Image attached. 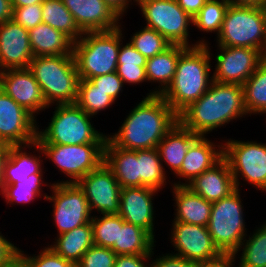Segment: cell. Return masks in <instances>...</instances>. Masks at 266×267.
<instances>
[{
  "label": "cell",
  "instance_id": "obj_11",
  "mask_svg": "<svg viewBox=\"0 0 266 267\" xmlns=\"http://www.w3.org/2000/svg\"><path fill=\"white\" fill-rule=\"evenodd\" d=\"M44 152V159L53 162L59 172L68 180L56 183H77L92 170L104 162L105 143H87L80 145L39 144ZM61 170V171H60ZM70 179V180H69Z\"/></svg>",
  "mask_w": 266,
  "mask_h": 267
},
{
  "label": "cell",
  "instance_id": "obj_14",
  "mask_svg": "<svg viewBox=\"0 0 266 267\" xmlns=\"http://www.w3.org/2000/svg\"><path fill=\"white\" fill-rule=\"evenodd\" d=\"M77 184L83 190L92 214L96 211L101 215L119 214L121 186L105 162Z\"/></svg>",
  "mask_w": 266,
  "mask_h": 267
},
{
  "label": "cell",
  "instance_id": "obj_42",
  "mask_svg": "<svg viewBox=\"0 0 266 267\" xmlns=\"http://www.w3.org/2000/svg\"><path fill=\"white\" fill-rule=\"evenodd\" d=\"M116 256L111 248L93 245L84 253L76 267H114Z\"/></svg>",
  "mask_w": 266,
  "mask_h": 267
},
{
  "label": "cell",
  "instance_id": "obj_15",
  "mask_svg": "<svg viewBox=\"0 0 266 267\" xmlns=\"http://www.w3.org/2000/svg\"><path fill=\"white\" fill-rule=\"evenodd\" d=\"M213 81L243 85L262 63L260 50L245 47L217 46Z\"/></svg>",
  "mask_w": 266,
  "mask_h": 267
},
{
  "label": "cell",
  "instance_id": "obj_38",
  "mask_svg": "<svg viewBox=\"0 0 266 267\" xmlns=\"http://www.w3.org/2000/svg\"><path fill=\"white\" fill-rule=\"evenodd\" d=\"M124 222L119 214H93L91 225L94 245L111 248L118 243L119 227Z\"/></svg>",
  "mask_w": 266,
  "mask_h": 267
},
{
  "label": "cell",
  "instance_id": "obj_27",
  "mask_svg": "<svg viewBox=\"0 0 266 267\" xmlns=\"http://www.w3.org/2000/svg\"><path fill=\"white\" fill-rule=\"evenodd\" d=\"M198 137L197 134L184 128L177 122L158 143L157 150L163 165L175 175L182 165L190 144ZM165 162V164H164Z\"/></svg>",
  "mask_w": 266,
  "mask_h": 267
},
{
  "label": "cell",
  "instance_id": "obj_48",
  "mask_svg": "<svg viewBox=\"0 0 266 267\" xmlns=\"http://www.w3.org/2000/svg\"><path fill=\"white\" fill-rule=\"evenodd\" d=\"M179 6L192 18L199 13L200 9L208 0H176Z\"/></svg>",
  "mask_w": 266,
  "mask_h": 267
},
{
  "label": "cell",
  "instance_id": "obj_35",
  "mask_svg": "<svg viewBox=\"0 0 266 267\" xmlns=\"http://www.w3.org/2000/svg\"><path fill=\"white\" fill-rule=\"evenodd\" d=\"M167 172L164 171L157 148L139 150L140 187L162 191L168 184Z\"/></svg>",
  "mask_w": 266,
  "mask_h": 267
},
{
  "label": "cell",
  "instance_id": "obj_39",
  "mask_svg": "<svg viewBox=\"0 0 266 267\" xmlns=\"http://www.w3.org/2000/svg\"><path fill=\"white\" fill-rule=\"evenodd\" d=\"M229 3L226 0H208L193 19V26L201 32L218 36Z\"/></svg>",
  "mask_w": 266,
  "mask_h": 267
},
{
  "label": "cell",
  "instance_id": "obj_52",
  "mask_svg": "<svg viewBox=\"0 0 266 267\" xmlns=\"http://www.w3.org/2000/svg\"><path fill=\"white\" fill-rule=\"evenodd\" d=\"M11 145L0 142V192L3 186L4 165L8 158Z\"/></svg>",
  "mask_w": 266,
  "mask_h": 267
},
{
  "label": "cell",
  "instance_id": "obj_23",
  "mask_svg": "<svg viewBox=\"0 0 266 267\" xmlns=\"http://www.w3.org/2000/svg\"><path fill=\"white\" fill-rule=\"evenodd\" d=\"M186 186L210 202L227 197L237 189L229 163L224 157Z\"/></svg>",
  "mask_w": 266,
  "mask_h": 267
},
{
  "label": "cell",
  "instance_id": "obj_8",
  "mask_svg": "<svg viewBox=\"0 0 266 267\" xmlns=\"http://www.w3.org/2000/svg\"><path fill=\"white\" fill-rule=\"evenodd\" d=\"M240 189L212 202L208 230L215 246L223 255H235L247 237L244 205Z\"/></svg>",
  "mask_w": 266,
  "mask_h": 267
},
{
  "label": "cell",
  "instance_id": "obj_56",
  "mask_svg": "<svg viewBox=\"0 0 266 267\" xmlns=\"http://www.w3.org/2000/svg\"><path fill=\"white\" fill-rule=\"evenodd\" d=\"M260 55H261L262 62H266V34H265V38L263 41V45L260 49Z\"/></svg>",
  "mask_w": 266,
  "mask_h": 267
},
{
  "label": "cell",
  "instance_id": "obj_6",
  "mask_svg": "<svg viewBox=\"0 0 266 267\" xmlns=\"http://www.w3.org/2000/svg\"><path fill=\"white\" fill-rule=\"evenodd\" d=\"M53 116L45 129L38 125L39 144L80 145L105 143L107 135L96 130L91 115L86 114L76 104H55Z\"/></svg>",
  "mask_w": 266,
  "mask_h": 267
},
{
  "label": "cell",
  "instance_id": "obj_10",
  "mask_svg": "<svg viewBox=\"0 0 266 267\" xmlns=\"http://www.w3.org/2000/svg\"><path fill=\"white\" fill-rule=\"evenodd\" d=\"M223 142V157L229 163L236 188L241 189L240 180L243 179L266 193V143L233 138Z\"/></svg>",
  "mask_w": 266,
  "mask_h": 267
},
{
  "label": "cell",
  "instance_id": "obj_49",
  "mask_svg": "<svg viewBox=\"0 0 266 267\" xmlns=\"http://www.w3.org/2000/svg\"><path fill=\"white\" fill-rule=\"evenodd\" d=\"M121 19L125 16L130 8V4L137 5V0H103ZM126 13V14H125Z\"/></svg>",
  "mask_w": 266,
  "mask_h": 267
},
{
  "label": "cell",
  "instance_id": "obj_55",
  "mask_svg": "<svg viewBox=\"0 0 266 267\" xmlns=\"http://www.w3.org/2000/svg\"><path fill=\"white\" fill-rule=\"evenodd\" d=\"M3 267H28V266L26 261L20 255H17L9 264Z\"/></svg>",
  "mask_w": 266,
  "mask_h": 267
},
{
  "label": "cell",
  "instance_id": "obj_51",
  "mask_svg": "<svg viewBox=\"0 0 266 267\" xmlns=\"http://www.w3.org/2000/svg\"><path fill=\"white\" fill-rule=\"evenodd\" d=\"M13 19L11 0H0V24Z\"/></svg>",
  "mask_w": 266,
  "mask_h": 267
},
{
  "label": "cell",
  "instance_id": "obj_22",
  "mask_svg": "<svg viewBox=\"0 0 266 267\" xmlns=\"http://www.w3.org/2000/svg\"><path fill=\"white\" fill-rule=\"evenodd\" d=\"M84 32L109 31L120 27L121 18L103 0H62Z\"/></svg>",
  "mask_w": 266,
  "mask_h": 267
},
{
  "label": "cell",
  "instance_id": "obj_32",
  "mask_svg": "<svg viewBox=\"0 0 266 267\" xmlns=\"http://www.w3.org/2000/svg\"><path fill=\"white\" fill-rule=\"evenodd\" d=\"M42 23L67 35L73 42L79 40L83 32L62 0H43Z\"/></svg>",
  "mask_w": 266,
  "mask_h": 267
},
{
  "label": "cell",
  "instance_id": "obj_34",
  "mask_svg": "<svg viewBox=\"0 0 266 267\" xmlns=\"http://www.w3.org/2000/svg\"><path fill=\"white\" fill-rule=\"evenodd\" d=\"M263 223L244 238L235 253V257L240 256L238 267H266V221Z\"/></svg>",
  "mask_w": 266,
  "mask_h": 267
},
{
  "label": "cell",
  "instance_id": "obj_13",
  "mask_svg": "<svg viewBox=\"0 0 266 267\" xmlns=\"http://www.w3.org/2000/svg\"><path fill=\"white\" fill-rule=\"evenodd\" d=\"M170 243L176 256L196 262H209L223 254L215 246L208 227L172 221Z\"/></svg>",
  "mask_w": 266,
  "mask_h": 267
},
{
  "label": "cell",
  "instance_id": "obj_21",
  "mask_svg": "<svg viewBox=\"0 0 266 267\" xmlns=\"http://www.w3.org/2000/svg\"><path fill=\"white\" fill-rule=\"evenodd\" d=\"M206 137L198 136L190 144L180 170L175 174L179 181L174 183L171 181L169 184L186 186L195 177L212 168L223 158V142L214 143ZM180 180L185 181V183Z\"/></svg>",
  "mask_w": 266,
  "mask_h": 267
},
{
  "label": "cell",
  "instance_id": "obj_29",
  "mask_svg": "<svg viewBox=\"0 0 266 267\" xmlns=\"http://www.w3.org/2000/svg\"><path fill=\"white\" fill-rule=\"evenodd\" d=\"M53 244H47L55 253L75 265L84 253L94 245L91 221L73 230L57 235Z\"/></svg>",
  "mask_w": 266,
  "mask_h": 267
},
{
  "label": "cell",
  "instance_id": "obj_37",
  "mask_svg": "<svg viewBox=\"0 0 266 267\" xmlns=\"http://www.w3.org/2000/svg\"><path fill=\"white\" fill-rule=\"evenodd\" d=\"M49 185V186H48ZM43 186L51 187V182H44V180H25L19 181L11 185H3L2 190L0 192V196L2 195L5 198V202L7 205L11 204H29L34 201L36 198L46 199L48 197L47 193L43 192Z\"/></svg>",
  "mask_w": 266,
  "mask_h": 267
},
{
  "label": "cell",
  "instance_id": "obj_24",
  "mask_svg": "<svg viewBox=\"0 0 266 267\" xmlns=\"http://www.w3.org/2000/svg\"><path fill=\"white\" fill-rule=\"evenodd\" d=\"M174 220L207 227L210 220L212 202L194 193L185 185H171Z\"/></svg>",
  "mask_w": 266,
  "mask_h": 267
},
{
  "label": "cell",
  "instance_id": "obj_20",
  "mask_svg": "<svg viewBox=\"0 0 266 267\" xmlns=\"http://www.w3.org/2000/svg\"><path fill=\"white\" fill-rule=\"evenodd\" d=\"M25 148L30 150L34 149V155ZM35 152H37L38 155L35 154ZM43 155L44 152L37 141L27 145L11 146L4 165L3 185H11L25 180L45 179L43 178V174L45 173L43 171Z\"/></svg>",
  "mask_w": 266,
  "mask_h": 267
},
{
  "label": "cell",
  "instance_id": "obj_36",
  "mask_svg": "<svg viewBox=\"0 0 266 267\" xmlns=\"http://www.w3.org/2000/svg\"><path fill=\"white\" fill-rule=\"evenodd\" d=\"M75 104L86 114L96 116L100 111L111 108L115 101L104 91L98 89L88 79H80Z\"/></svg>",
  "mask_w": 266,
  "mask_h": 267
},
{
  "label": "cell",
  "instance_id": "obj_30",
  "mask_svg": "<svg viewBox=\"0 0 266 267\" xmlns=\"http://www.w3.org/2000/svg\"><path fill=\"white\" fill-rule=\"evenodd\" d=\"M155 238L142 227L124 222L119 227L118 243L111 249L116 255L151 254L156 246Z\"/></svg>",
  "mask_w": 266,
  "mask_h": 267
},
{
  "label": "cell",
  "instance_id": "obj_28",
  "mask_svg": "<svg viewBox=\"0 0 266 267\" xmlns=\"http://www.w3.org/2000/svg\"><path fill=\"white\" fill-rule=\"evenodd\" d=\"M33 56H58L73 54L74 42L64 33L48 24H38L28 30Z\"/></svg>",
  "mask_w": 266,
  "mask_h": 267
},
{
  "label": "cell",
  "instance_id": "obj_18",
  "mask_svg": "<svg viewBox=\"0 0 266 267\" xmlns=\"http://www.w3.org/2000/svg\"><path fill=\"white\" fill-rule=\"evenodd\" d=\"M158 192L150 187H124L121 188L119 202V215L122 219L142 227L154 238L156 213L153 200Z\"/></svg>",
  "mask_w": 266,
  "mask_h": 267
},
{
  "label": "cell",
  "instance_id": "obj_46",
  "mask_svg": "<svg viewBox=\"0 0 266 267\" xmlns=\"http://www.w3.org/2000/svg\"><path fill=\"white\" fill-rule=\"evenodd\" d=\"M154 249L151 254L138 255H117L114 267H151V257L154 256ZM148 264V265H147Z\"/></svg>",
  "mask_w": 266,
  "mask_h": 267
},
{
  "label": "cell",
  "instance_id": "obj_5",
  "mask_svg": "<svg viewBox=\"0 0 266 267\" xmlns=\"http://www.w3.org/2000/svg\"><path fill=\"white\" fill-rule=\"evenodd\" d=\"M120 27L109 31L84 32L73 44V55L80 79H91L116 72L118 53L125 35Z\"/></svg>",
  "mask_w": 266,
  "mask_h": 267
},
{
  "label": "cell",
  "instance_id": "obj_16",
  "mask_svg": "<svg viewBox=\"0 0 266 267\" xmlns=\"http://www.w3.org/2000/svg\"><path fill=\"white\" fill-rule=\"evenodd\" d=\"M36 120L0 88V142L11 146L35 142L38 129Z\"/></svg>",
  "mask_w": 266,
  "mask_h": 267
},
{
  "label": "cell",
  "instance_id": "obj_25",
  "mask_svg": "<svg viewBox=\"0 0 266 267\" xmlns=\"http://www.w3.org/2000/svg\"><path fill=\"white\" fill-rule=\"evenodd\" d=\"M104 162L112 170L121 188L140 187L139 150L117 147L107 138Z\"/></svg>",
  "mask_w": 266,
  "mask_h": 267
},
{
  "label": "cell",
  "instance_id": "obj_19",
  "mask_svg": "<svg viewBox=\"0 0 266 267\" xmlns=\"http://www.w3.org/2000/svg\"><path fill=\"white\" fill-rule=\"evenodd\" d=\"M33 58L27 29L8 20L0 24V72L28 68Z\"/></svg>",
  "mask_w": 266,
  "mask_h": 267
},
{
  "label": "cell",
  "instance_id": "obj_40",
  "mask_svg": "<svg viewBox=\"0 0 266 267\" xmlns=\"http://www.w3.org/2000/svg\"><path fill=\"white\" fill-rule=\"evenodd\" d=\"M128 41L146 59L162 53L171 46L170 42L156 30L142 26Z\"/></svg>",
  "mask_w": 266,
  "mask_h": 267
},
{
  "label": "cell",
  "instance_id": "obj_41",
  "mask_svg": "<svg viewBox=\"0 0 266 267\" xmlns=\"http://www.w3.org/2000/svg\"><path fill=\"white\" fill-rule=\"evenodd\" d=\"M24 253L23 250H19V255L26 261L28 267H76L73 262L64 259L47 245L38 255Z\"/></svg>",
  "mask_w": 266,
  "mask_h": 267
},
{
  "label": "cell",
  "instance_id": "obj_9",
  "mask_svg": "<svg viewBox=\"0 0 266 267\" xmlns=\"http://www.w3.org/2000/svg\"><path fill=\"white\" fill-rule=\"evenodd\" d=\"M137 6L146 21L144 25L156 30L171 45L195 47L209 43L204 39L206 36L194 43L189 40V30L193 26V19L179 6L176 0H137Z\"/></svg>",
  "mask_w": 266,
  "mask_h": 267
},
{
  "label": "cell",
  "instance_id": "obj_12",
  "mask_svg": "<svg viewBox=\"0 0 266 267\" xmlns=\"http://www.w3.org/2000/svg\"><path fill=\"white\" fill-rule=\"evenodd\" d=\"M52 191L45 199L52 204V216L57 235L69 232L92 220L88 201L77 183H52Z\"/></svg>",
  "mask_w": 266,
  "mask_h": 267
},
{
  "label": "cell",
  "instance_id": "obj_44",
  "mask_svg": "<svg viewBox=\"0 0 266 267\" xmlns=\"http://www.w3.org/2000/svg\"><path fill=\"white\" fill-rule=\"evenodd\" d=\"M89 81L107 93L114 101H117L124 89V82L116 72L93 77Z\"/></svg>",
  "mask_w": 266,
  "mask_h": 267
},
{
  "label": "cell",
  "instance_id": "obj_53",
  "mask_svg": "<svg viewBox=\"0 0 266 267\" xmlns=\"http://www.w3.org/2000/svg\"><path fill=\"white\" fill-rule=\"evenodd\" d=\"M230 5H266V0H226Z\"/></svg>",
  "mask_w": 266,
  "mask_h": 267
},
{
  "label": "cell",
  "instance_id": "obj_26",
  "mask_svg": "<svg viewBox=\"0 0 266 267\" xmlns=\"http://www.w3.org/2000/svg\"><path fill=\"white\" fill-rule=\"evenodd\" d=\"M187 47L171 45L162 53H159L146 61L147 82L158 84L154 90H150L146 96L162 95L174 79L180 54Z\"/></svg>",
  "mask_w": 266,
  "mask_h": 267
},
{
  "label": "cell",
  "instance_id": "obj_43",
  "mask_svg": "<svg viewBox=\"0 0 266 267\" xmlns=\"http://www.w3.org/2000/svg\"><path fill=\"white\" fill-rule=\"evenodd\" d=\"M29 30L42 23V4L13 8V19Z\"/></svg>",
  "mask_w": 266,
  "mask_h": 267
},
{
  "label": "cell",
  "instance_id": "obj_54",
  "mask_svg": "<svg viewBox=\"0 0 266 267\" xmlns=\"http://www.w3.org/2000/svg\"><path fill=\"white\" fill-rule=\"evenodd\" d=\"M43 0H11L12 7H24L28 5H34V4H42Z\"/></svg>",
  "mask_w": 266,
  "mask_h": 267
},
{
  "label": "cell",
  "instance_id": "obj_1",
  "mask_svg": "<svg viewBox=\"0 0 266 267\" xmlns=\"http://www.w3.org/2000/svg\"><path fill=\"white\" fill-rule=\"evenodd\" d=\"M126 116L117 133L107 138L117 147L134 151L157 148L178 122V115L161 95L143 96Z\"/></svg>",
  "mask_w": 266,
  "mask_h": 267
},
{
  "label": "cell",
  "instance_id": "obj_3",
  "mask_svg": "<svg viewBox=\"0 0 266 267\" xmlns=\"http://www.w3.org/2000/svg\"><path fill=\"white\" fill-rule=\"evenodd\" d=\"M209 45L187 47L180 54L174 79L161 95L177 115L198 100L213 82Z\"/></svg>",
  "mask_w": 266,
  "mask_h": 267
},
{
  "label": "cell",
  "instance_id": "obj_31",
  "mask_svg": "<svg viewBox=\"0 0 266 267\" xmlns=\"http://www.w3.org/2000/svg\"><path fill=\"white\" fill-rule=\"evenodd\" d=\"M147 59L141 55L129 42L121 43L118 53L116 73L124 82V85H141L147 83L146 76Z\"/></svg>",
  "mask_w": 266,
  "mask_h": 267
},
{
  "label": "cell",
  "instance_id": "obj_47",
  "mask_svg": "<svg viewBox=\"0 0 266 267\" xmlns=\"http://www.w3.org/2000/svg\"><path fill=\"white\" fill-rule=\"evenodd\" d=\"M20 248L10 242L0 231V267L9 264L17 255Z\"/></svg>",
  "mask_w": 266,
  "mask_h": 267
},
{
  "label": "cell",
  "instance_id": "obj_45",
  "mask_svg": "<svg viewBox=\"0 0 266 267\" xmlns=\"http://www.w3.org/2000/svg\"><path fill=\"white\" fill-rule=\"evenodd\" d=\"M199 262L184 259L174 254L165 253L151 260V267H198Z\"/></svg>",
  "mask_w": 266,
  "mask_h": 267
},
{
  "label": "cell",
  "instance_id": "obj_17",
  "mask_svg": "<svg viewBox=\"0 0 266 267\" xmlns=\"http://www.w3.org/2000/svg\"><path fill=\"white\" fill-rule=\"evenodd\" d=\"M0 88L35 118L40 111L49 109L40 85L28 68L2 70Z\"/></svg>",
  "mask_w": 266,
  "mask_h": 267
},
{
  "label": "cell",
  "instance_id": "obj_50",
  "mask_svg": "<svg viewBox=\"0 0 266 267\" xmlns=\"http://www.w3.org/2000/svg\"><path fill=\"white\" fill-rule=\"evenodd\" d=\"M236 258L237 257L234 255H222L220 258L213 261L200 262L198 267H234Z\"/></svg>",
  "mask_w": 266,
  "mask_h": 267
},
{
  "label": "cell",
  "instance_id": "obj_4",
  "mask_svg": "<svg viewBox=\"0 0 266 267\" xmlns=\"http://www.w3.org/2000/svg\"><path fill=\"white\" fill-rule=\"evenodd\" d=\"M28 69L40 85L49 107L75 104L80 78L73 54L33 56Z\"/></svg>",
  "mask_w": 266,
  "mask_h": 267
},
{
  "label": "cell",
  "instance_id": "obj_7",
  "mask_svg": "<svg viewBox=\"0 0 266 267\" xmlns=\"http://www.w3.org/2000/svg\"><path fill=\"white\" fill-rule=\"evenodd\" d=\"M266 34V5H230L226 10L216 46L260 50Z\"/></svg>",
  "mask_w": 266,
  "mask_h": 267
},
{
  "label": "cell",
  "instance_id": "obj_33",
  "mask_svg": "<svg viewBox=\"0 0 266 267\" xmlns=\"http://www.w3.org/2000/svg\"><path fill=\"white\" fill-rule=\"evenodd\" d=\"M242 86L248 116H266V62H262Z\"/></svg>",
  "mask_w": 266,
  "mask_h": 267
},
{
  "label": "cell",
  "instance_id": "obj_2",
  "mask_svg": "<svg viewBox=\"0 0 266 267\" xmlns=\"http://www.w3.org/2000/svg\"><path fill=\"white\" fill-rule=\"evenodd\" d=\"M246 115L243 86L213 81L198 100L178 115V122L198 136H206Z\"/></svg>",
  "mask_w": 266,
  "mask_h": 267
}]
</instances>
